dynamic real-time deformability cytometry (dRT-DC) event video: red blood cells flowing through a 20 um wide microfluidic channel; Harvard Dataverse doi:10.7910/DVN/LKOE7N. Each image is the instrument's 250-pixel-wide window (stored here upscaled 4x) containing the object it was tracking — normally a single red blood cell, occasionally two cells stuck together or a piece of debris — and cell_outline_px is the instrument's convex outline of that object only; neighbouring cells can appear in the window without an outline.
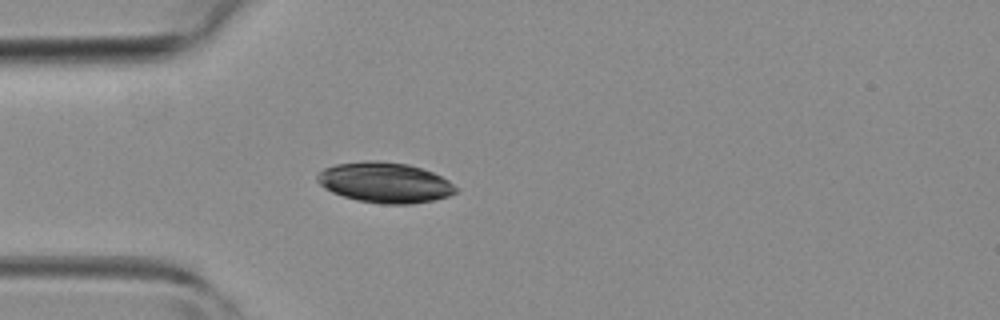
{"species": "common noctule bat (a hibernating species)", "species_latin": "Nyctalus noctula", "temperature_condition": "room temperature", "stored_images_in_passage": 3, "camera_frame_rate_fps": 3000, "um_per_image_px": 0.085, "animal": {"sex": "female", "body_mass_g": 19.3, "forearm_length_mm": 54.1}, "frame": {"image": 1, "passage_image": 3, "time_ms": 4.333, "image_size_px": [1000, 320], "cell_outline_px": [[460, 188], [456, 192], [448, 196], [432, 200], [412, 204], [380, 204], [356, 200], [332, 192], [324, 188], [316, 180], [316, 176], [324, 168], [336, 164], [364, 160], [376, 160], [408, 164], [432, 172], [448, 180]], "centroid_in_image_um": [32.71, 15.51], "position_along_channel_um": 52.3, "area_um2": 32.71}}